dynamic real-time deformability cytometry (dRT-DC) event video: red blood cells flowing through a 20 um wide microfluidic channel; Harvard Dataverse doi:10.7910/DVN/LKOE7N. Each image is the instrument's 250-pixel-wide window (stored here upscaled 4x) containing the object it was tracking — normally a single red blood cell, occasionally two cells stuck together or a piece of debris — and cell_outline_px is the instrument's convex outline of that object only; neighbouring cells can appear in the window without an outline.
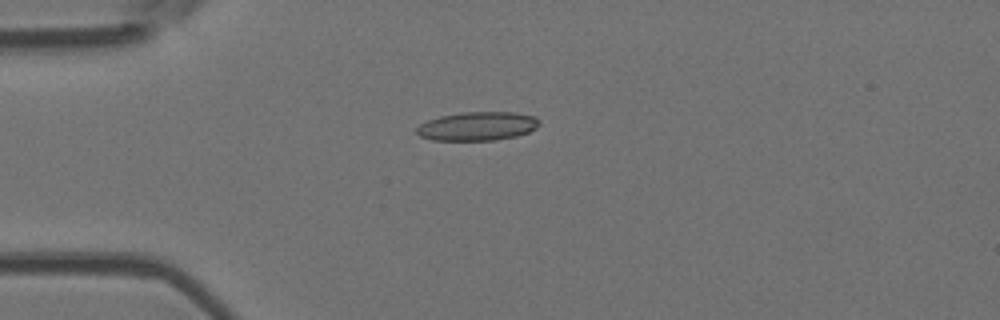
{"species": "Egyptian fruit bat (a non-hibernating species)", "species_latin": "Rousettus aegyptiacus", "temperature_condition": "room temperature", "stored_images_in_passage": 40, "camera_frame_rate_fps": 3000, "um_per_image_px": 0.085, "animal": {"sex": "female"}, "frame": {"image": 1, "passage_image": 1, "time_ms": 0.0, "image_size_px": [1000, 320], "cell_outline_px": [[540, 124], [536, 128], [528, 132], [516, 136], [496, 140], [432, 140], [420, 136], [416, 132], [416, 128], [420, 124], [428, 120], [440, 116], [460, 112], [512, 112], [536, 116], [540, 120]], "centroid_in_image_um": [40.6, 10.72], "position_along_channel_um": 44.4, "area_um2": 20.63}}
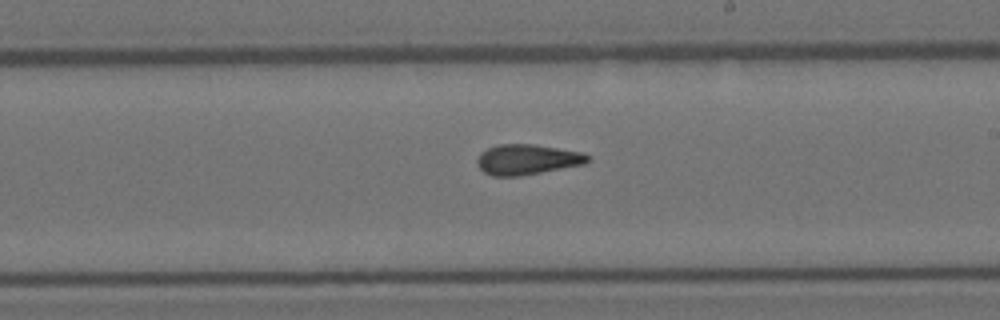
{"frame": {"image": 2, "passage_image": 18, "time_ms": 5.667, "image_size_px": [1000, 320], "cell_outline_px": [[592, 156], [584, 164], [520, 176], [492, 176], [484, 172], [476, 164], [476, 160], [480, 152], [496, 144], [532, 144], [584, 152]], "centroid_in_image_um": [44.8, 13.55], "position_along_channel_um": 244.2, "area_um2": 19.65}}
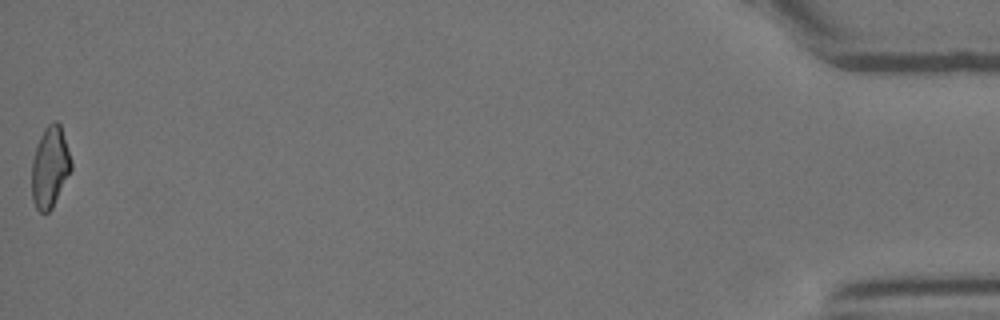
{"frame": {"image": 3, "passage_image": 40, "time_ms": 13.0, "image_size_px": [1000, 320], "cell_outline_px": [[72, 168], [52, 208], [48, 212], [40, 212], [36, 208], [32, 200], [32, 160], [40, 136], [44, 128], [52, 120], [56, 120], [60, 124], [72, 160]], "centroid_in_image_um": [4.25, 14.18], "position_along_channel_um": 431.0, "area_um2": 18.61}, "authors_computed_cell_mechanics": {"area_um2": 19.2763, "velocity_mm_per_s": 3.8771, "shape_relaxation_time_tau1_ms": null, "shape_relaxation_time_tau2_ms": 2.8044, "deformation_change_tau1": null, "deformation_change_tau2": 0.1259}}